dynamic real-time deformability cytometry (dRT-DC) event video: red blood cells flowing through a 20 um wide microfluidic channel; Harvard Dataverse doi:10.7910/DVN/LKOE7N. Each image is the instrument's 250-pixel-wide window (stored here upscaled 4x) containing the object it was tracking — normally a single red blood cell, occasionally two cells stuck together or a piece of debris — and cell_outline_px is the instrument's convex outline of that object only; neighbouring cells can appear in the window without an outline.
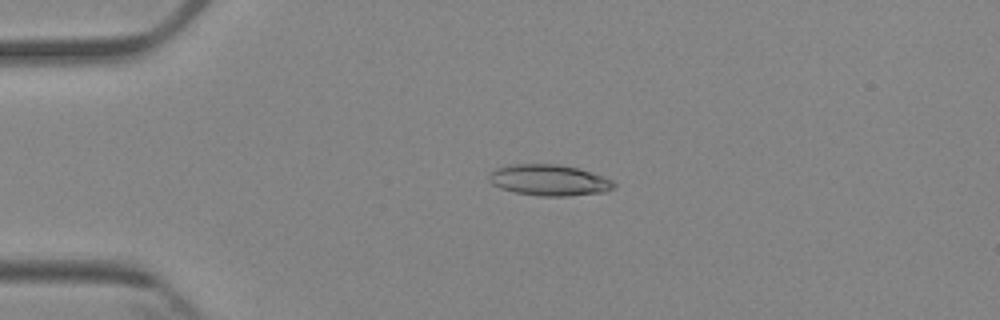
{"species": "Egyptian fruit bat (a non-hibernating species)", "species_latin": "Rousettus aegyptiacus", "temperature_condition": "cold", "stored_images_in_passage": 3, "camera_frame_rate_fps": 3000, "um_per_image_px": 0.085, "animal": {"sex": "female"}, "frame": {"image": 1, "passage_image": 3, "time_ms": 2.333, "image_size_px": [1000, 320], "cell_outline_px": [[616, 188], [604, 192], [568, 196], [540, 196], [516, 192], [500, 188], [492, 184], [488, 180], [488, 176], [496, 168], [508, 164], [556, 164], [580, 168], [604, 176], [612, 180], [616, 184]], "centroid_in_image_um": [46.7, 15.31], "position_along_channel_um": 38.3, "area_um2": 22.83}}